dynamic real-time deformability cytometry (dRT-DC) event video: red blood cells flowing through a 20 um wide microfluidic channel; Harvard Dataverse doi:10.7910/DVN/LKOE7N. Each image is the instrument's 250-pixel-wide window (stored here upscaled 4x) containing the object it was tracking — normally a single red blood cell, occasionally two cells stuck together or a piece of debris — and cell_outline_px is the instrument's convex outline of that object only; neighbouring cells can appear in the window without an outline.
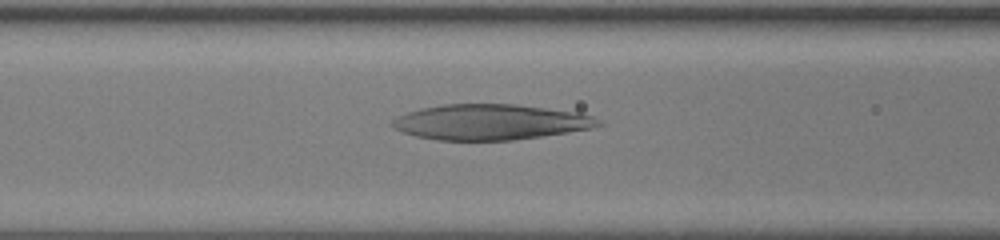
{"species": "human", "species_latin": "Homo sapiens", "temperature_condition": "room temperature", "stored_images_in_passage": 50, "camera_frame_rate_fps": 3000, "um_per_image_px": 0.085, "donor": {"sex": "female"}, "frame": {"image": 1, "passage_image": 22, "time_ms": 7.0, "image_size_px": [1000, 240], "cell_outline_px": [[604, 124], [592, 128], [568, 132], [512, 140], [436, 140], [416, 136], [404, 132], [388, 124], [392, 120], [408, 112], [420, 108], [444, 104], [516, 104], [580, 112], [592, 116], [600, 120]], "centroid_in_image_um": [41.71, 10.37], "position_along_channel_um": 124.9, "area_um2": 42.6}}
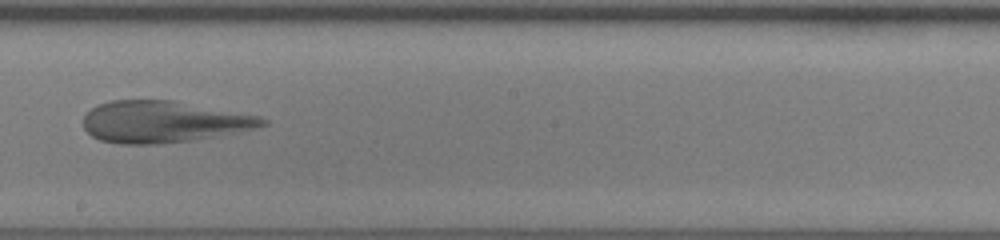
{"frame": {"image": 2, "passage_image": 30, "time_ms": 9.667, "image_size_px": [1000, 240], "cell_outline_px": [[268, 124], [256, 128], [192, 140], [156, 144], [120, 144], [100, 140], [92, 136], [84, 128], [84, 116], [92, 108], [100, 104], [112, 100], [172, 100], [260, 116], [268, 120]], "centroid_in_image_um": [13.88, 10.35], "position_along_channel_um": 234.3, "area_um2": 43.12}}
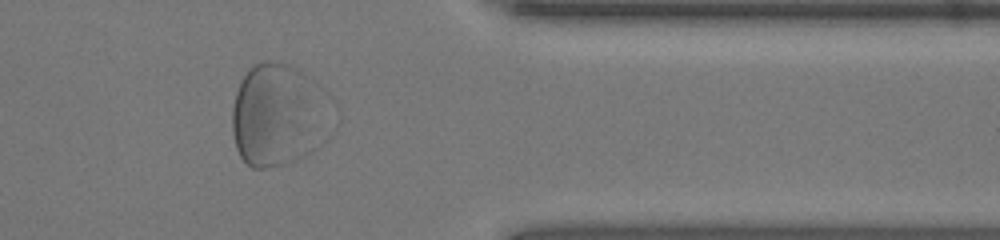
{"frame": {"image": 3, "passage_image": 42, "time_ms": 13.667, "image_size_px": [1000, 240], "cell_outline_px": [[328, 92], [324, 140], [312, 152], [292, 160], [280, 164], [264, 168], [252, 168], [240, 156], [236, 148], [232, 132], [232, 108], [236, 92], [240, 80], [248, 68], [256, 64], [268, 60], [300, 68], [312, 76]], "centroid_in_image_um": [23.61, 9.73], "position_along_channel_um": 387.8, "area_um2": 59.25}}